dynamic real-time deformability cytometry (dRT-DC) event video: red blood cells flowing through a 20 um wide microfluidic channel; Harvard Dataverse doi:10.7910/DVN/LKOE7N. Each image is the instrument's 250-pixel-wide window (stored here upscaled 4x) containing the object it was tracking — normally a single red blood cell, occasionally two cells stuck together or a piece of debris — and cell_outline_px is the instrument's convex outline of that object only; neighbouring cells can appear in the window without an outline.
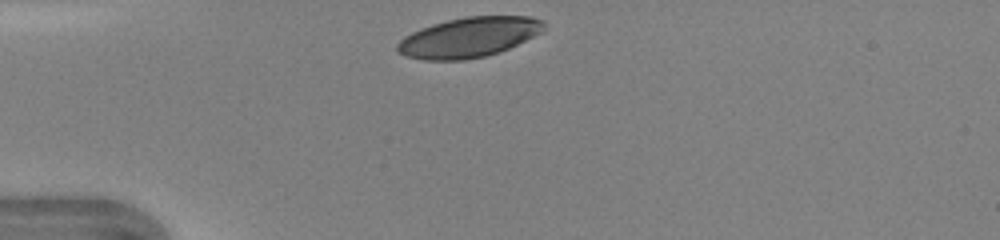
{"species": "human", "species_latin": "Homo sapiens", "temperature_condition": "warm", "stored_images_in_passage": 28, "camera_frame_rate_fps": 3000, "um_per_image_px": 0.085, "donor": {"sex": "female"}, "frame": {"image": 1, "passage_image": 1, "time_ms": 0.0, "image_size_px": [1000, 240], "cell_outline_px": [[544, 32], [500, 52], [484, 56], [464, 60], [424, 60], [404, 56], [396, 52], [396, 44], [404, 36], [420, 28], [432, 24], [464, 16], [528, 16], [544, 20]], "centroid_in_image_um": [39.84, 3.17], "position_along_channel_um": 45.2, "area_um2": 34.45}}
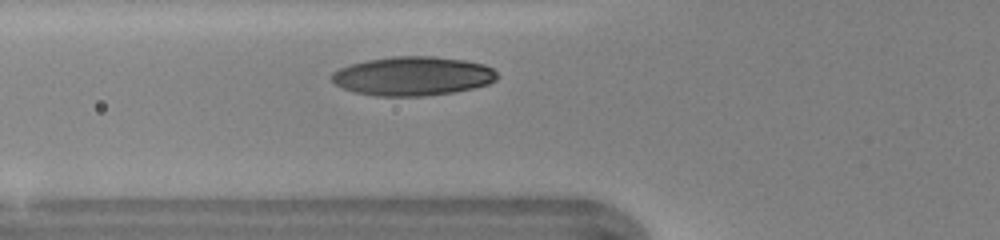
{"frame": {"image": 2, "passage_image": 6, "time_ms": 1.667, "image_size_px": [1000, 240], "cell_outline_px": [[500, 76], [496, 80], [488, 84], [456, 92], [424, 96], [376, 96], [356, 92], [344, 88], [336, 84], [328, 76], [332, 72], [340, 68], [352, 64], [368, 60], [392, 56], [432, 56], [464, 60], [484, 64], [492, 68]], "centroid_in_image_um": [35.1, 6.47], "position_along_channel_um": 90.7, "area_um2": 37.69}}
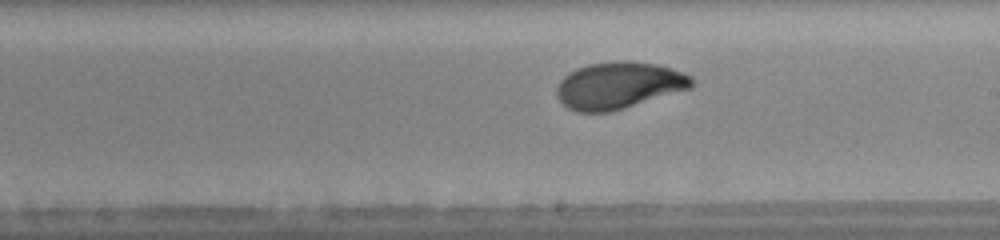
{"frame": {"image": 3, "passage_image": 16, "time_ms": 5.0, "image_size_px": [1000, 240], "cell_outline_px": [[696, 84], [692, 88], [608, 112], [576, 112], [568, 108], [556, 96], [556, 88], [560, 80], [564, 76], [576, 68], [588, 64], [612, 60], [628, 60], [656, 64], [672, 68], [684, 72], [692, 76]], "centroid_in_image_um": [52.61, 7.23], "position_along_channel_um": 236.4, "area_um2": 37.11}, "authors_computed_cell_mechanics": {"area_um2": 36.414, "velocity_mm_per_s": 4.3537, "shape_relaxation_time_tau1_ms": 2.2858, "shape_relaxation_time_tau2_ms": 0.6783, "deformation_change_tau1": 0.1549, "deformation_change_tau2": 0.0518}}